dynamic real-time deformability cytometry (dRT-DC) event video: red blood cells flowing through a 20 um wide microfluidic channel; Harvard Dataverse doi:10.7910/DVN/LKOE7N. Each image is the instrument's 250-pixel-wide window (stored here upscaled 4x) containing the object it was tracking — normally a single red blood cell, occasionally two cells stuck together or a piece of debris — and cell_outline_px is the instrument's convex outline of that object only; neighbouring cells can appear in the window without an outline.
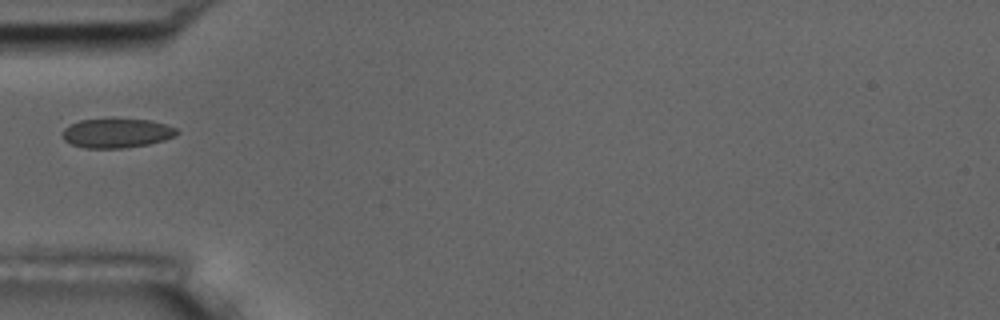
{"species": "common noctule bat (a hibernating species)", "species_latin": "Nyctalus noctula", "temperature_condition": "room temperature", "stored_images_in_passage": 8, "camera_frame_rate_fps": 3000, "um_per_image_px": 0.085, "animal": {"sex": "male", "body_mass_g": 17.5, "forearm_length_mm": 52.3}, "frame": {"image": 1, "passage_image": 5, "time_ms": 5.667, "image_size_px": [1000, 320], "cell_outline_px": [[180, 132], [176, 136], [164, 140], [148, 144], [124, 148], [84, 148], [72, 144], [64, 140], [60, 132], [64, 128], [80, 120], [116, 116], [152, 120], [176, 128]], "centroid_in_image_um": [9.92, 11.27], "position_along_channel_um": 75.1, "area_um2": 20.4}}
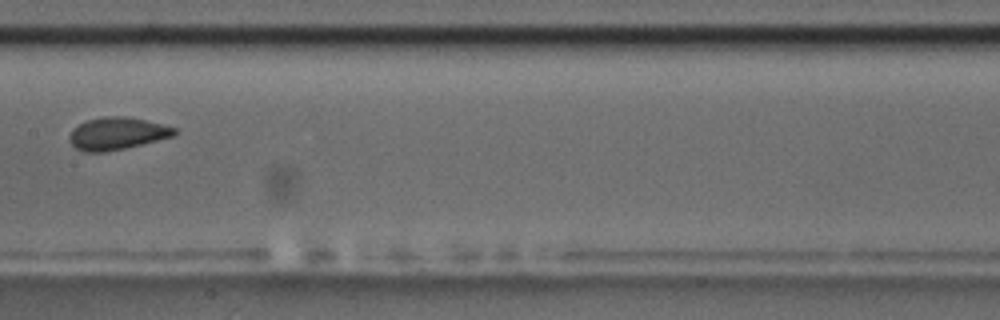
{"frame": {"image": 2, "passage_image": 8, "time_ms": 9.0, "image_size_px": [1000, 320], "cell_outline_px": [[176, 136], [124, 148], [104, 152], [84, 152], [76, 148], [68, 140], [68, 136], [72, 128], [88, 120], [104, 116], [124, 116], [164, 124], [176, 128]], "centroid_in_image_um": [9.94, 11.35], "position_along_channel_um": 197.5, "area_um2": 19.83}}